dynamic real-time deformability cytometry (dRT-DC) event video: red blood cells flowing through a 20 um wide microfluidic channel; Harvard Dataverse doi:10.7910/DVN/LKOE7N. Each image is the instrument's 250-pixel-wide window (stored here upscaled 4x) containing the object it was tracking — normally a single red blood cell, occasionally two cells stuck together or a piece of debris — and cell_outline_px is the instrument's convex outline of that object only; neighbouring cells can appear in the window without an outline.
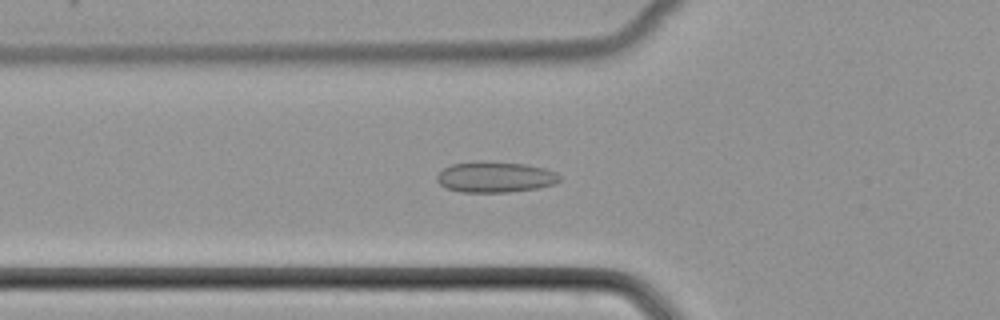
{"species": "common noctule bat (a hibernating species)", "species_latin": "Nyctalus noctula", "temperature_condition": "cold", "stored_images_in_passage": 52, "camera_frame_rate_fps": 3000, "um_per_image_px": 0.085, "animal": {"sex": "female", "body_mass_g": 22.7, "forearm_length_mm": 54.2}, "frame": {"image": 1, "passage_image": 19, "time_ms": 6.0, "image_size_px": [1000, 320], "cell_outline_px": [[560, 180], [556, 184], [536, 188], [508, 192], [460, 192], [448, 188], [440, 184], [436, 180], [436, 176], [444, 168], [452, 164], [476, 160], [480, 160], [524, 164], [544, 168], [556, 172], [560, 176]], "centroid_in_image_um": [42.08, 15.03], "position_along_channel_um": 83.7, "area_um2": 22.14}}
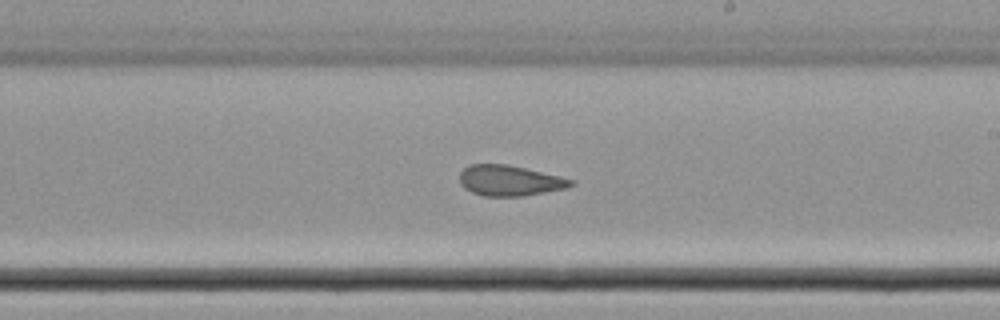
{"frame": {"image": 2, "passage_image": 31, "time_ms": 10.0, "image_size_px": [1000, 320], "cell_outline_px": [[576, 184], [564, 188], [524, 196], [484, 196], [472, 192], [464, 188], [460, 184], [460, 172], [468, 164], [508, 164], [560, 176], [576, 180]], "centroid_in_image_um": [43.32, 15.34], "position_along_channel_um": 245.7, "area_um2": 19.88}}
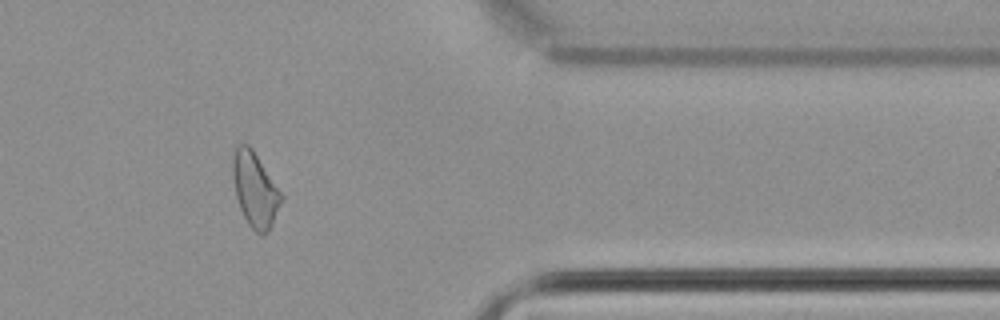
{"frame": {"image": 3, "passage_image": 43, "time_ms": 14.0, "image_size_px": [1000, 320], "cell_outline_px": [[284, 200], [268, 232], [260, 236], [248, 224], [240, 208], [236, 196], [232, 176], [232, 156], [236, 144], [248, 144], [252, 148], [284, 196]], "centroid_in_image_um": [21.68, 16.11], "position_along_channel_um": 389.7, "area_um2": 21.33}}